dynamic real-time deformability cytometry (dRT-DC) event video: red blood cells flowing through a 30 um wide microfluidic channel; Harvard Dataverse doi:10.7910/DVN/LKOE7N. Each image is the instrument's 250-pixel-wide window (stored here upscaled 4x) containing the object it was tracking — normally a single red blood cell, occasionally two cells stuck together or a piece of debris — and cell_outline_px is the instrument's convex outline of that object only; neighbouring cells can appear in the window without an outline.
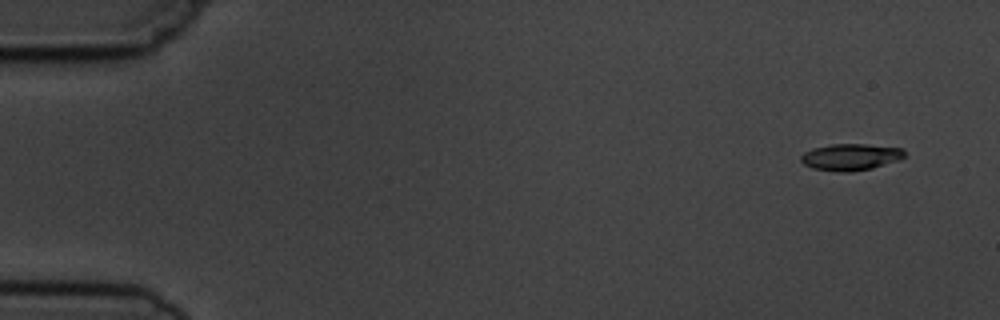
{"species": "common noctule bat (a hibernating species)", "species_latin": "Nyctalus noctula", "temperature_condition": "cold", "stored_images_in_passage": 6, "camera_frame_rate_fps": 3000, "um_per_image_px": 0.085, "animal": {"sex": "male", "body_mass_g": 19.5, "forearm_length_mm": 54.6}, "frame": {"image": 1, "passage_image": 1, "time_ms": 0.0, "image_size_px": [1000, 320], "cell_outline_px": [[904, 156], [900, 160], [872, 168], [848, 172], [836, 172], [812, 168], [804, 164], [800, 160], [800, 156], [804, 152], [812, 148], [832, 144], [864, 144], [904, 148]], "centroid_in_image_um": [72.29, 13.34], "position_along_channel_um": 12.7, "area_um2": 16.18}}
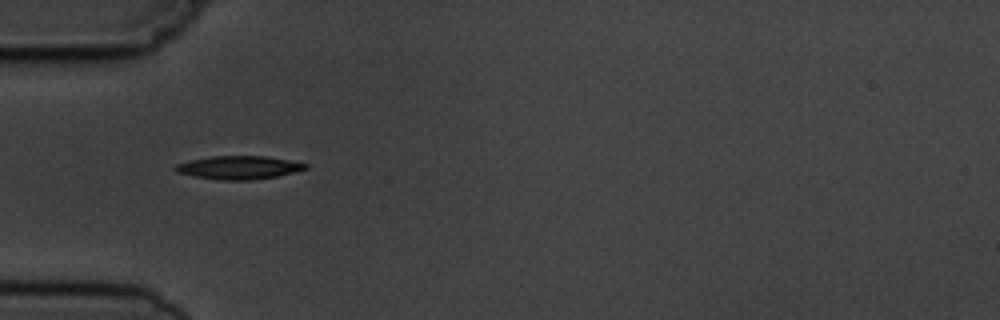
{"frame": {"image": 2, "passage_image": 5, "time_ms": 4.667, "image_size_px": [1000, 320], "cell_outline_px": [[308, 168], [276, 176], [252, 180], [224, 180], [196, 176], [176, 172], [172, 168], [176, 164], [192, 160], [212, 156], [264, 156], [288, 160], [308, 164]], "centroid_in_image_um": [20.28, 14.23], "position_along_channel_um": 64.7, "area_um2": 17.34}}
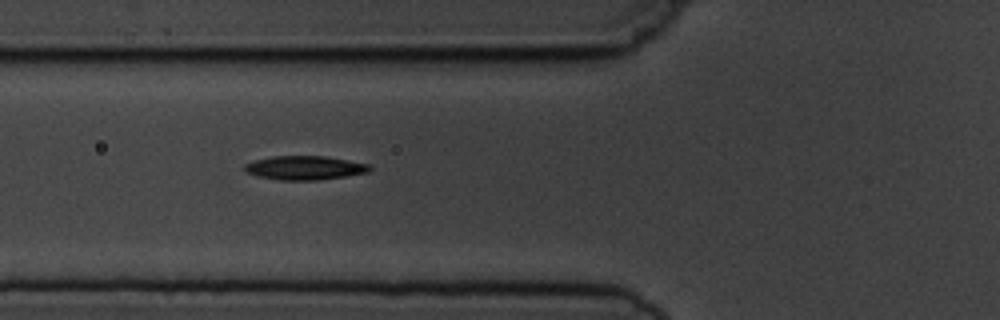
{"frame": {"image": 3, "passage_image": 6, "time_ms": 5.667, "image_size_px": [1000, 320], "cell_outline_px": [[372, 168], [368, 172], [320, 180], [280, 180], [256, 176], [244, 172], [244, 164], [256, 160], [272, 156], [324, 156], [372, 164]], "centroid_in_image_um": [25.9, 14.26], "position_along_channel_um": 99.9, "area_um2": 17.51}}